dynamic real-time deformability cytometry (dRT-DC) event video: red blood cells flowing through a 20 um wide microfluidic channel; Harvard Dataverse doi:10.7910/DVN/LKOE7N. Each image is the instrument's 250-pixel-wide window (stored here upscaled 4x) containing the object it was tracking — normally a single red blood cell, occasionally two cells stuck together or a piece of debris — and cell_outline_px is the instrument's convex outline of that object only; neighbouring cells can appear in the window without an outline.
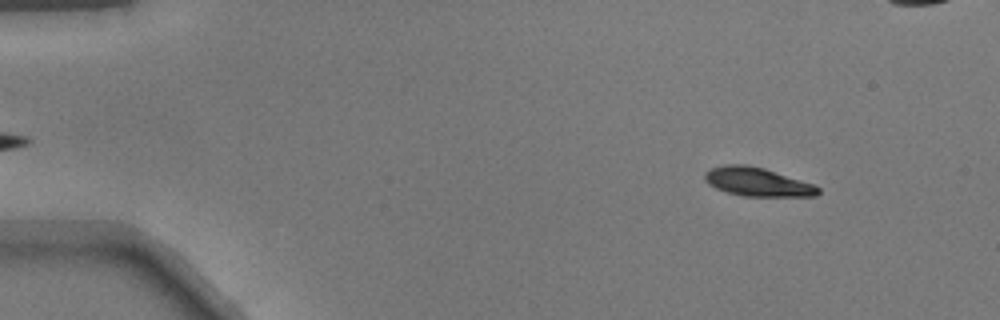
{"species": "common noctule bat (a hibernating species)", "species_latin": "Nyctalus noctula", "temperature_condition": "warm", "stored_images_in_passage": 13, "camera_frame_rate_fps": 3000, "um_per_image_px": 0.085, "animal": {"sex": "male", "body_mass_g": 17.9}, "frame": {"image": 1, "passage_image": 6, "time_ms": 1.667, "image_size_px": [1000, 320], "cell_outline_px": [[820, 192], [816, 196], [744, 196], [728, 192], [716, 188], [708, 184], [704, 180], [704, 172], [712, 168], [724, 164], [744, 164], [764, 168], [812, 184], [820, 188]], "centroid_in_image_um": [64.34, 15.46], "position_along_channel_um": 20.7, "area_um2": 18.79}}